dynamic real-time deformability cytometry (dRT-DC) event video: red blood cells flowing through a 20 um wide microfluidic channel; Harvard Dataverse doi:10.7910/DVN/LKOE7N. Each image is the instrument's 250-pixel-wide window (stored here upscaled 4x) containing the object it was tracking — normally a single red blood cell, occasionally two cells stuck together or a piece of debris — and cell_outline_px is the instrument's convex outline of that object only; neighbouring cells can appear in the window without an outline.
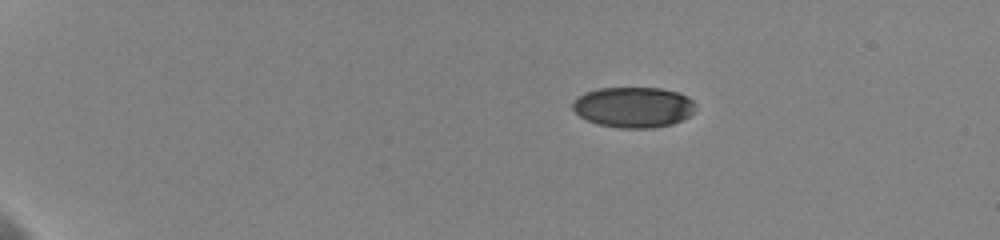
{"species": "human", "species_latin": "Homo sapiens", "temperature_condition": "cold", "stored_images_in_passage": 38, "camera_frame_rate_fps": 3000, "um_per_image_px": 0.085, "donor": {"sex": "female"}, "frame": {"image": 1, "passage_image": 1, "time_ms": 0.0, "image_size_px": [1000, 240], "cell_outline_px": [[696, 104], [692, 112], [688, 116], [672, 124], [652, 128], [620, 128], [596, 124], [580, 116], [572, 108], [572, 104], [584, 92], [596, 88], [660, 88], [680, 92], [688, 96]], "centroid_in_image_um": [53.85, 9.1], "position_along_channel_um": 31.2, "area_um2": 29.07}}
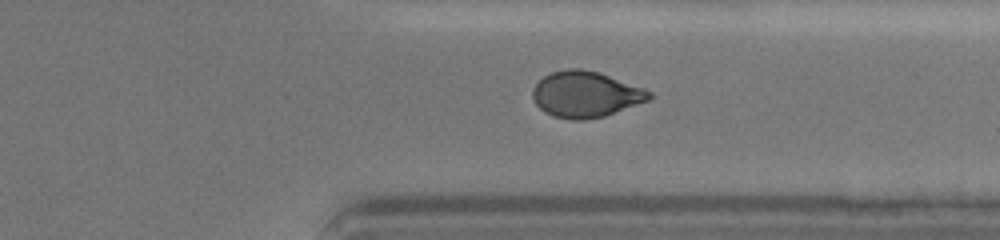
{"frame": {"image": 2, "passage_image": 32, "time_ms": 12.0, "image_size_px": [1000, 240], "cell_outline_px": [[652, 96], [648, 100], [604, 116], [584, 120], [568, 120], [552, 116], [544, 112], [536, 104], [532, 96], [532, 88], [544, 76], [552, 72], [568, 68], [580, 68], [600, 72], [644, 88], [652, 92]], "centroid_in_image_um": [49.76, 8.01], "position_along_channel_um": 361.6, "area_um2": 31.33}}
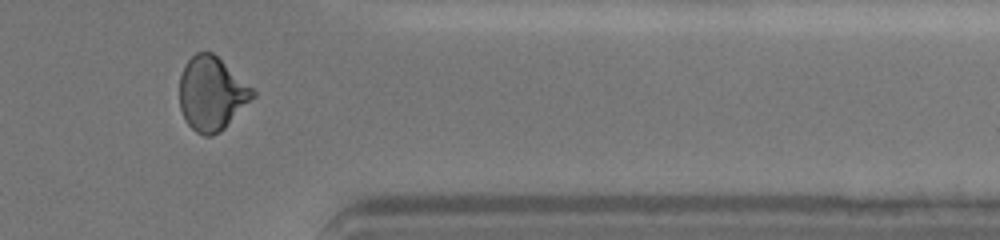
{"frame": {"image": 3, "passage_image": 34, "time_ms": 13.0, "image_size_px": [1000, 240], "cell_outline_px": [[256, 96], [220, 132], [212, 136], [204, 136], [196, 132], [188, 124], [180, 108], [180, 76], [184, 64], [196, 52], [212, 52], [252, 88], [256, 92]], "centroid_in_image_um": [17.98, 7.97], "position_along_channel_um": 393.4, "area_um2": 31.21}, "authors_computed_cell_mechanics": {"area_um2": 31.4143, "velocity_mm_per_s": 3.6281, "shape_relaxation_time_tau1_ms": 6.9769, "shape_relaxation_time_tau2_ms": 1.515, "deformation_change_tau1": 0.179, "deformation_change_tau2": 0.0441}}